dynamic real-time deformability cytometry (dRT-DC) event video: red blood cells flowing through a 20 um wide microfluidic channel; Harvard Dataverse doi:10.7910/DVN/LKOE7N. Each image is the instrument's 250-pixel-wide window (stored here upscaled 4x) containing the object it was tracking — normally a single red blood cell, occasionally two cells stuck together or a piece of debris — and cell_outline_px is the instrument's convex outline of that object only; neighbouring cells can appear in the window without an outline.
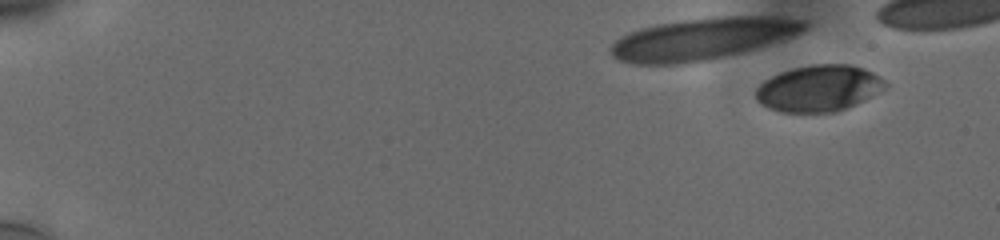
{"species": "human", "species_latin": "Homo sapiens", "temperature_condition": "cold", "stored_images_in_passage": 53, "camera_frame_rate_fps": 3000, "um_per_image_px": 0.085, "donor": {"sex": "male"}, "frame": {"image": 1, "passage_image": 5, "time_ms": 1.333, "image_size_px": [1000, 240], "cell_outline_px": [[888, 88], [840, 112], [780, 112], [768, 108], [760, 104], [756, 100], [756, 88], [764, 80], [780, 72], [792, 68], [808, 64], [852, 64], [864, 68], [880, 76], [888, 84]], "centroid_in_image_um": [69.62, 7.5], "position_along_channel_um": 15.4, "area_um2": 35.49}}
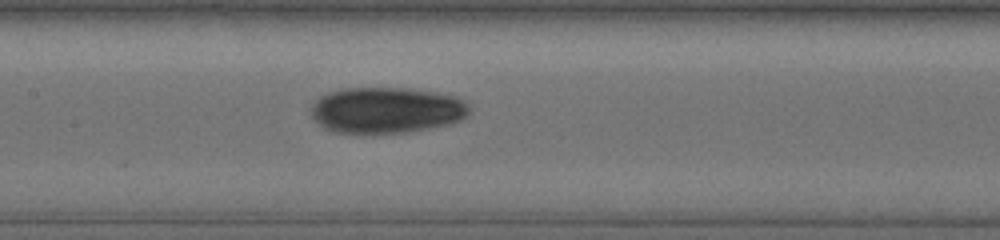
{"frame": {"image": 2, "passage_image": 31, "time_ms": 10.0, "image_size_px": [1000, 240], "cell_outline_px": [[468, 112], [460, 120], [452, 124], [408, 132], [332, 132], [324, 128], [312, 116], [312, 104], [320, 96], [328, 92], [344, 88], [408, 88], [456, 96], [464, 100], [468, 108]], "centroid_in_image_um": [32.84, 9.35], "position_along_channel_um": 174.6, "area_um2": 42.14}}
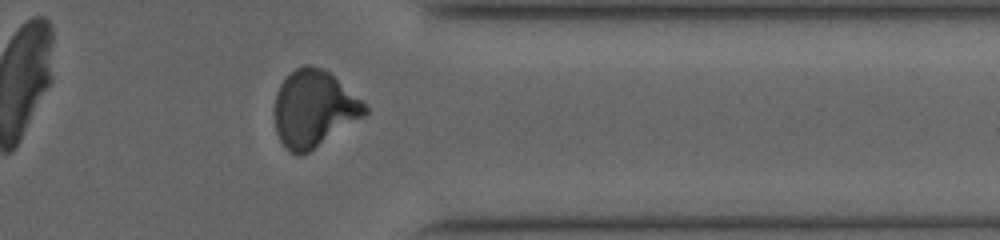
{"frame": {"image": 3, "passage_image": 48, "time_ms": 15.667, "image_size_px": [1000, 240], "cell_outline_px": [[368, 112], [364, 116], [308, 152], [300, 156], [296, 156], [288, 152], [284, 148], [276, 132], [276, 92], [280, 84], [296, 68], [304, 64], [308, 64], [320, 68], [328, 72], [360, 100], [368, 108]], "centroid_in_image_um": [26.64, 9.27], "position_along_channel_um": 384.8, "area_um2": 39.59}}